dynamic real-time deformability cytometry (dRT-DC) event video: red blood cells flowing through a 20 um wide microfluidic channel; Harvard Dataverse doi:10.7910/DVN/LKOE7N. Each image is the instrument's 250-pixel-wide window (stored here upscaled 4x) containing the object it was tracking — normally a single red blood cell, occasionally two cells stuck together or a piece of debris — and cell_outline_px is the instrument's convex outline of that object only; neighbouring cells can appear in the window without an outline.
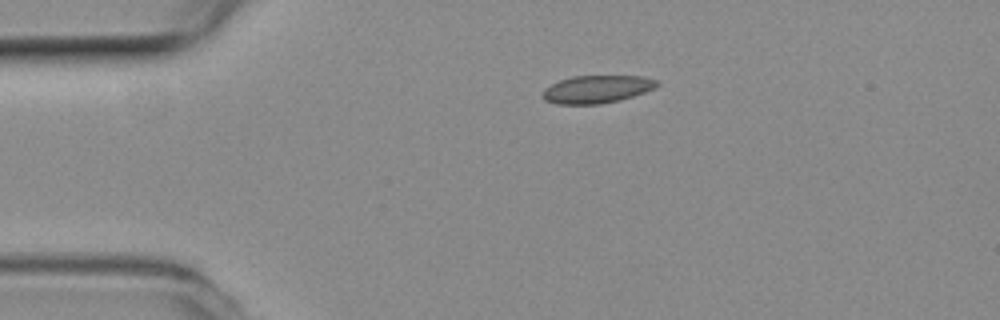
{"species": "common noctule bat (a hibernating species)", "species_latin": "Nyctalus noctula", "temperature_condition": "room temperature", "stored_images_in_passage": 44, "camera_frame_rate_fps": 3000, "um_per_image_px": 0.085, "animal": {"sex": "female", "body_mass_g": 19.3, "forearm_length_mm": 54.1}, "frame": {"image": 1, "passage_image": 1, "time_ms": 0.0, "image_size_px": [1000, 320], "cell_outline_px": [[660, 84], [644, 92], [620, 100], [600, 104], [556, 104], [544, 100], [540, 96], [544, 88], [560, 80], [572, 76], [644, 76], [660, 80]], "centroid_in_image_um": [50.71, 7.58], "position_along_channel_um": 34.3, "area_um2": 18.61}}
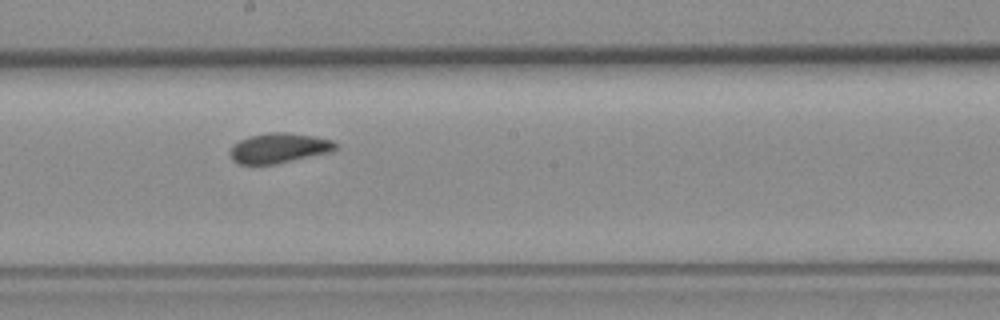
{"frame": {"image": 2, "passage_image": 19, "time_ms": 6.0, "image_size_px": [1000, 320], "cell_outline_px": [[336, 148], [332, 152], [276, 164], [240, 164], [232, 160], [228, 152], [232, 144], [248, 136], [268, 132], [288, 132], [312, 136], [332, 140], [336, 144]], "centroid_in_image_um": [23.67, 12.58], "position_along_channel_um": 224.5, "area_um2": 18.61}}
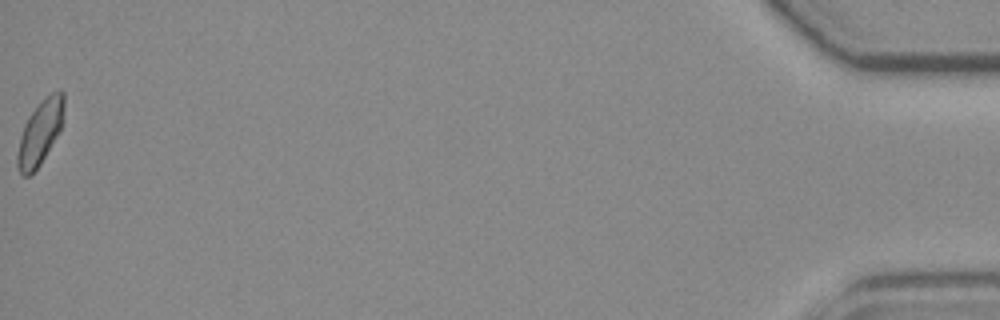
{"frame": {"image": 3, "passage_image": 44, "time_ms": 14.333, "image_size_px": [1000, 320], "cell_outline_px": [[64, 108], [60, 128], [56, 136], [40, 164], [28, 176], [20, 176], [16, 164], [16, 156], [20, 136], [24, 124], [28, 116], [44, 96], [60, 88], [64, 92]], "centroid_in_image_um": [3.38, 11.22], "position_along_channel_um": 431.8, "area_um2": 17.46}, "authors_computed_cell_mechanics": {"area_um2": 18.1492, "velocity_mm_per_s": 3.7884, "shape_relaxation_time_tau1_ms": 7.9726, "shape_relaxation_time_tau2_ms": 0.8053, "deformation_change_tau1": 0.1076, "deformation_change_tau2": 0.0514}}